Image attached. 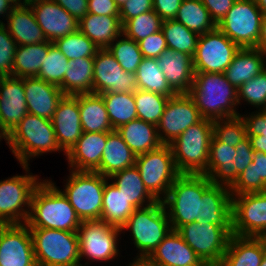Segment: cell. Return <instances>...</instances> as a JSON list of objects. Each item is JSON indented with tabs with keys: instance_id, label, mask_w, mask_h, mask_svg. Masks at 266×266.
<instances>
[{
	"instance_id": "cell-46",
	"label": "cell",
	"mask_w": 266,
	"mask_h": 266,
	"mask_svg": "<svg viewBox=\"0 0 266 266\" xmlns=\"http://www.w3.org/2000/svg\"><path fill=\"white\" fill-rule=\"evenodd\" d=\"M124 39L116 38L115 43H111L107 49L117 60L124 71L135 73L140 65L143 55L139 49L138 42L127 38L122 34Z\"/></svg>"
},
{
	"instance_id": "cell-1",
	"label": "cell",
	"mask_w": 266,
	"mask_h": 266,
	"mask_svg": "<svg viewBox=\"0 0 266 266\" xmlns=\"http://www.w3.org/2000/svg\"><path fill=\"white\" fill-rule=\"evenodd\" d=\"M172 230L199 222L232 226L230 189L212 184L204 174H180L162 200Z\"/></svg>"
},
{
	"instance_id": "cell-59",
	"label": "cell",
	"mask_w": 266,
	"mask_h": 266,
	"mask_svg": "<svg viewBox=\"0 0 266 266\" xmlns=\"http://www.w3.org/2000/svg\"><path fill=\"white\" fill-rule=\"evenodd\" d=\"M248 138L255 152H263L266 154V135L248 136Z\"/></svg>"
},
{
	"instance_id": "cell-41",
	"label": "cell",
	"mask_w": 266,
	"mask_h": 266,
	"mask_svg": "<svg viewBox=\"0 0 266 266\" xmlns=\"http://www.w3.org/2000/svg\"><path fill=\"white\" fill-rule=\"evenodd\" d=\"M137 78V89L156 92L165 96H174L177 93L170 87L157 59L143 57L135 72Z\"/></svg>"
},
{
	"instance_id": "cell-23",
	"label": "cell",
	"mask_w": 266,
	"mask_h": 266,
	"mask_svg": "<svg viewBox=\"0 0 266 266\" xmlns=\"http://www.w3.org/2000/svg\"><path fill=\"white\" fill-rule=\"evenodd\" d=\"M107 132H83L77 143L66 154L70 167L75 171L96 172L106 146Z\"/></svg>"
},
{
	"instance_id": "cell-11",
	"label": "cell",
	"mask_w": 266,
	"mask_h": 266,
	"mask_svg": "<svg viewBox=\"0 0 266 266\" xmlns=\"http://www.w3.org/2000/svg\"><path fill=\"white\" fill-rule=\"evenodd\" d=\"M263 16L255 0H235L216 27L240 48H256Z\"/></svg>"
},
{
	"instance_id": "cell-36",
	"label": "cell",
	"mask_w": 266,
	"mask_h": 266,
	"mask_svg": "<svg viewBox=\"0 0 266 266\" xmlns=\"http://www.w3.org/2000/svg\"><path fill=\"white\" fill-rule=\"evenodd\" d=\"M135 209L113 183L105 182L100 219L121 229Z\"/></svg>"
},
{
	"instance_id": "cell-43",
	"label": "cell",
	"mask_w": 266,
	"mask_h": 266,
	"mask_svg": "<svg viewBox=\"0 0 266 266\" xmlns=\"http://www.w3.org/2000/svg\"><path fill=\"white\" fill-rule=\"evenodd\" d=\"M170 97L156 92L137 89L134 92V99L138 119L157 126Z\"/></svg>"
},
{
	"instance_id": "cell-13",
	"label": "cell",
	"mask_w": 266,
	"mask_h": 266,
	"mask_svg": "<svg viewBox=\"0 0 266 266\" xmlns=\"http://www.w3.org/2000/svg\"><path fill=\"white\" fill-rule=\"evenodd\" d=\"M121 231L102 219L82 221L77 231L80 260L83 256L92 261H109L117 257V240Z\"/></svg>"
},
{
	"instance_id": "cell-27",
	"label": "cell",
	"mask_w": 266,
	"mask_h": 266,
	"mask_svg": "<svg viewBox=\"0 0 266 266\" xmlns=\"http://www.w3.org/2000/svg\"><path fill=\"white\" fill-rule=\"evenodd\" d=\"M266 252L264 237H230L219 266H260Z\"/></svg>"
},
{
	"instance_id": "cell-53",
	"label": "cell",
	"mask_w": 266,
	"mask_h": 266,
	"mask_svg": "<svg viewBox=\"0 0 266 266\" xmlns=\"http://www.w3.org/2000/svg\"><path fill=\"white\" fill-rule=\"evenodd\" d=\"M236 155L233 159L236 172L240 175L252 162L255 151L251 147L248 136L242 140L236 147Z\"/></svg>"
},
{
	"instance_id": "cell-57",
	"label": "cell",
	"mask_w": 266,
	"mask_h": 266,
	"mask_svg": "<svg viewBox=\"0 0 266 266\" xmlns=\"http://www.w3.org/2000/svg\"><path fill=\"white\" fill-rule=\"evenodd\" d=\"M119 10L114 0H88V13L100 16H119Z\"/></svg>"
},
{
	"instance_id": "cell-47",
	"label": "cell",
	"mask_w": 266,
	"mask_h": 266,
	"mask_svg": "<svg viewBox=\"0 0 266 266\" xmlns=\"http://www.w3.org/2000/svg\"><path fill=\"white\" fill-rule=\"evenodd\" d=\"M68 61L67 57L53 43L49 47L37 77L60 87L67 71Z\"/></svg>"
},
{
	"instance_id": "cell-5",
	"label": "cell",
	"mask_w": 266,
	"mask_h": 266,
	"mask_svg": "<svg viewBox=\"0 0 266 266\" xmlns=\"http://www.w3.org/2000/svg\"><path fill=\"white\" fill-rule=\"evenodd\" d=\"M213 120L203 118L188 127L169 146L181 174H204L207 170Z\"/></svg>"
},
{
	"instance_id": "cell-68",
	"label": "cell",
	"mask_w": 266,
	"mask_h": 266,
	"mask_svg": "<svg viewBox=\"0 0 266 266\" xmlns=\"http://www.w3.org/2000/svg\"><path fill=\"white\" fill-rule=\"evenodd\" d=\"M2 138L6 139V136L0 131V140H1Z\"/></svg>"
},
{
	"instance_id": "cell-37",
	"label": "cell",
	"mask_w": 266,
	"mask_h": 266,
	"mask_svg": "<svg viewBox=\"0 0 266 266\" xmlns=\"http://www.w3.org/2000/svg\"><path fill=\"white\" fill-rule=\"evenodd\" d=\"M53 42L45 41L39 44L17 46L14 55L12 76L37 77L40 67L47 56Z\"/></svg>"
},
{
	"instance_id": "cell-38",
	"label": "cell",
	"mask_w": 266,
	"mask_h": 266,
	"mask_svg": "<svg viewBox=\"0 0 266 266\" xmlns=\"http://www.w3.org/2000/svg\"><path fill=\"white\" fill-rule=\"evenodd\" d=\"M266 191V154L255 152L253 162L239 175L230 188L231 195Z\"/></svg>"
},
{
	"instance_id": "cell-3",
	"label": "cell",
	"mask_w": 266,
	"mask_h": 266,
	"mask_svg": "<svg viewBox=\"0 0 266 266\" xmlns=\"http://www.w3.org/2000/svg\"><path fill=\"white\" fill-rule=\"evenodd\" d=\"M188 94L203 118L216 120L240 116L235 108L239 104L238 90L224 73L195 72Z\"/></svg>"
},
{
	"instance_id": "cell-10",
	"label": "cell",
	"mask_w": 266,
	"mask_h": 266,
	"mask_svg": "<svg viewBox=\"0 0 266 266\" xmlns=\"http://www.w3.org/2000/svg\"><path fill=\"white\" fill-rule=\"evenodd\" d=\"M135 166L147 190L159 201L166 197L171 185L181 174L176 167L171 147L165 144L136 156ZM161 194L163 198L160 197Z\"/></svg>"
},
{
	"instance_id": "cell-17",
	"label": "cell",
	"mask_w": 266,
	"mask_h": 266,
	"mask_svg": "<svg viewBox=\"0 0 266 266\" xmlns=\"http://www.w3.org/2000/svg\"><path fill=\"white\" fill-rule=\"evenodd\" d=\"M137 90L135 73L123 70L107 48L94 57L93 93H128Z\"/></svg>"
},
{
	"instance_id": "cell-21",
	"label": "cell",
	"mask_w": 266,
	"mask_h": 266,
	"mask_svg": "<svg viewBox=\"0 0 266 266\" xmlns=\"http://www.w3.org/2000/svg\"><path fill=\"white\" fill-rule=\"evenodd\" d=\"M51 121L58 146L67 154L83 133L78 95H64L58 103Z\"/></svg>"
},
{
	"instance_id": "cell-25",
	"label": "cell",
	"mask_w": 266,
	"mask_h": 266,
	"mask_svg": "<svg viewBox=\"0 0 266 266\" xmlns=\"http://www.w3.org/2000/svg\"><path fill=\"white\" fill-rule=\"evenodd\" d=\"M235 155V147L224 144L212 136L207 170L204 173L212 184L229 189L235 184L239 177L233 161Z\"/></svg>"
},
{
	"instance_id": "cell-24",
	"label": "cell",
	"mask_w": 266,
	"mask_h": 266,
	"mask_svg": "<svg viewBox=\"0 0 266 266\" xmlns=\"http://www.w3.org/2000/svg\"><path fill=\"white\" fill-rule=\"evenodd\" d=\"M157 63L177 94L189 93L195 76L193 58L190 55L167 48L157 58Z\"/></svg>"
},
{
	"instance_id": "cell-19",
	"label": "cell",
	"mask_w": 266,
	"mask_h": 266,
	"mask_svg": "<svg viewBox=\"0 0 266 266\" xmlns=\"http://www.w3.org/2000/svg\"><path fill=\"white\" fill-rule=\"evenodd\" d=\"M27 113L24 78L0 77V131L7 137Z\"/></svg>"
},
{
	"instance_id": "cell-44",
	"label": "cell",
	"mask_w": 266,
	"mask_h": 266,
	"mask_svg": "<svg viewBox=\"0 0 266 266\" xmlns=\"http://www.w3.org/2000/svg\"><path fill=\"white\" fill-rule=\"evenodd\" d=\"M54 45L67 57L68 60L95 57L99 50V48L79 30L57 39L54 42Z\"/></svg>"
},
{
	"instance_id": "cell-22",
	"label": "cell",
	"mask_w": 266,
	"mask_h": 266,
	"mask_svg": "<svg viewBox=\"0 0 266 266\" xmlns=\"http://www.w3.org/2000/svg\"><path fill=\"white\" fill-rule=\"evenodd\" d=\"M24 92L28 113L48 120L64 96L60 87L38 77H24Z\"/></svg>"
},
{
	"instance_id": "cell-6",
	"label": "cell",
	"mask_w": 266,
	"mask_h": 266,
	"mask_svg": "<svg viewBox=\"0 0 266 266\" xmlns=\"http://www.w3.org/2000/svg\"><path fill=\"white\" fill-rule=\"evenodd\" d=\"M29 229L37 266H75L80 264L77 231Z\"/></svg>"
},
{
	"instance_id": "cell-60",
	"label": "cell",
	"mask_w": 266,
	"mask_h": 266,
	"mask_svg": "<svg viewBox=\"0 0 266 266\" xmlns=\"http://www.w3.org/2000/svg\"><path fill=\"white\" fill-rule=\"evenodd\" d=\"M256 48L266 55V16H263L261 22L260 36Z\"/></svg>"
},
{
	"instance_id": "cell-67",
	"label": "cell",
	"mask_w": 266,
	"mask_h": 266,
	"mask_svg": "<svg viewBox=\"0 0 266 266\" xmlns=\"http://www.w3.org/2000/svg\"><path fill=\"white\" fill-rule=\"evenodd\" d=\"M38 1H44V0H29V4H32V3H35V2H38Z\"/></svg>"
},
{
	"instance_id": "cell-14",
	"label": "cell",
	"mask_w": 266,
	"mask_h": 266,
	"mask_svg": "<svg viewBox=\"0 0 266 266\" xmlns=\"http://www.w3.org/2000/svg\"><path fill=\"white\" fill-rule=\"evenodd\" d=\"M239 49L217 27L200 35L193 57L194 72L224 73Z\"/></svg>"
},
{
	"instance_id": "cell-66",
	"label": "cell",
	"mask_w": 266,
	"mask_h": 266,
	"mask_svg": "<svg viewBox=\"0 0 266 266\" xmlns=\"http://www.w3.org/2000/svg\"><path fill=\"white\" fill-rule=\"evenodd\" d=\"M260 266H266V252H265V255L263 257V260H262Z\"/></svg>"
},
{
	"instance_id": "cell-33",
	"label": "cell",
	"mask_w": 266,
	"mask_h": 266,
	"mask_svg": "<svg viewBox=\"0 0 266 266\" xmlns=\"http://www.w3.org/2000/svg\"><path fill=\"white\" fill-rule=\"evenodd\" d=\"M78 106L83 132L113 131L103 98L100 94H79Z\"/></svg>"
},
{
	"instance_id": "cell-50",
	"label": "cell",
	"mask_w": 266,
	"mask_h": 266,
	"mask_svg": "<svg viewBox=\"0 0 266 266\" xmlns=\"http://www.w3.org/2000/svg\"><path fill=\"white\" fill-rule=\"evenodd\" d=\"M6 24H0V77L12 75L14 55L17 48L16 41L11 37Z\"/></svg>"
},
{
	"instance_id": "cell-7",
	"label": "cell",
	"mask_w": 266,
	"mask_h": 266,
	"mask_svg": "<svg viewBox=\"0 0 266 266\" xmlns=\"http://www.w3.org/2000/svg\"><path fill=\"white\" fill-rule=\"evenodd\" d=\"M130 229L139 255L150 256L172 230L162 201L136 208L121 230Z\"/></svg>"
},
{
	"instance_id": "cell-61",
	"label": "cell",
	"mask_w": 266,
	"mask_h": 266,
	"mask_svg": "<svg viewBox=\"0 0 266 266\" xmlns=\"http://www.w3.org/2000/svg\"><path fill=\"white\" fill-rule=\"evenodd\" d=\"M129 266H161L148 255H139Z\"/></svg>"
},
{
	"instance_id": "cell-45",
	"label": "cell",
	"mask_w": 266,
	"mask_h": 266,
	"mask_svg": "<svg viewBox=\"0 0 266 266\" xmlns=\"http://www.w3.org/2000/svg\"><path fill=\"white\" fill-rule=\"evenodd\" d=\"M163 20L154 10L129 19L122 28V34L136 42L161 30Z\"/></svg>"
},
{
	"instance_id": "cell-20",
	"label": "cell",
	"mask_w": 266,
	"mask_h": 266,
	"mask_svg": "<svg viewBox=\"0 0 266 266\" xmlns=\"http://www.w3.org/2000/svg\"><path fill=\"white\" fill-rule=\"evenodd\" d=\"M28 5L47 41L54 43L57 39L78 30L79 22L54 0L38 1Z\"/></svg>"
},
{
	"instance_id": "cell-48",
	"label": "cell",
	"mask_w": 266,
	"mask_h": 266,
	"mask_svg": "<svg viewBox=\"0 0 266 266\" xmlns=\"http://www.w3.org/2000/svg\"><path fill=\"white\" fill-rule=\"evenodd\" d=\"M213 136L220 142L236 147L247 137L246 124L242 116L213 120Z\"/></svg>"
},
{
	"instance_id": "cell-42",
	"label": "cell",
	"mask_w": 266,
	"mask_h": 266,
	"mask_svg": "<svg viewBox=\"0 0 266 266\" xmlns=\"http://www.w3.org/2000/svg\"><path fill=\"white\" fill-rule=\"evenodd\" d=\"M161 30L169 49L194 57L200 35L186 28L175 19L164 20Z\"/></svg>"
},
{
	"instance_id": "cell-51",
	"label": "cell",
	"mask_w": 266,
	"mask_h": 266,
	"mask_svg": "<svg viewBox=\"0 0 266 266\" xmlns=\"http://www.w3.org/2000/svg\"><path fill=\"white\" fill-rule=\"evenodd\" d=\"M143 57L157 59L168 47L162 30L138 42Z\"/></svg>"
},
{
	"instance_id": "cell-49",
	"label": "cell",
	"mask_w": 266,
	"mask_h": 266,
	"mask_svg": "<svg viewBox=\"0 0 266 266\" xmlns=\"http://www.w3.org/2000/svg\"><path fill=\"white\" fill-rule=\"evenodd\" d=\"M238 90V101L243 99L259 108L266 107V68L257 76L241 85ZM241 98V99H240Z\"/></svg>"
},
{
	"instance_id": "cell-40",
	"label": "cell",
	"mask_w": 266,
	"mask_h": 266,
	"mask_svg": "<svg viewBox=\"0 0 266 266\" xmlns=\"http://www.w3.org/2000/svg\"><path fill=\"white\" fill-rule=\"evenodd\" d=\"M175 20L198 35L216 28V23L201 0H183Z\"/></svg>"
},
{
	"instance_id": "cell-26",
	"label": "cell",
	"mask_w": 266,
	"mask_h": 266,
	"mask_svg": "<svg viewBox=\"0 0 266 266\" xmlns=\"http://www.w3.org/2000/svg\"><path fill=\"white\" fill-rule=\"evenodd\" d=\"M150 257L161 266H206L176 230L167 234Z\"/></svg>"
},
{
	"instance_id": "cell-62",
	"label": "cell",
	"mask_w": 266,
	"mask_h": 266,
	"mask_svg": "<svg viewBox=\"0 0 266 266\" xmlns=\"http://www.w3.org/2000/svg\"><path fill=\"white\" fill-rule=\"evenodd\" d=\"M18 4L14 0H0V15L6 13L7 16L11 13V11L17 6ZM8 11V12H7Z\"/></svg>"
},
{
	"instance_id": "cell-31",
	"label": "cell",
	"mask_w": 266,
	"mask_h": 266,
	"mask_svg": "<svg viewBox=\"0 0 266 266\" xmlns=\"http://www.w3.org/2000/svg\"><path fill=\"white\" fill-rule=\"evenodd\" d=\"M136 156L122 139L121 135L113 130L107 132V141L104 148L100 168L96 171L109 178L113 174L135 165Z\"/></svg>"
},
{
	"instance_id": "cell-30",
	"label": "cell",
	"mask_w": 266,
	"mask_h": 266,
	"mask_svg": "<svg viewBox=\"0 0 266 266\" xmlns=\"http://www.w3.org/2000/svg\"><path fill=\"white\" fill-rule=\"evenodd\" d=\"M264 56L257 48H240L224 72L226 79L239 88L266 68Z\"/></svg>"
},
{
	"instance_id": "cell-28",
	"label": "cell",
	"mask_w": 266,
	"mask_h": 266,
	"mask_svg": "<svg viewBox=\"0 0 266 266\" xmlns=\"http://www.w3.org/2000/svg\"><path fill=\"white\" fill-rule=\"evenodd\" d=\"M7 29L17 46L47 41L29 5L18 4L7 16Z\"/></svg>"
},
{
	"instance_id": "cell-29",
	"label": "cell",
	"mask_w": 266,
	"mask_h": 266,
	"mask_svg": "<svg viewBox=\"0 0 266 266\" xmlns=\"http://www.w3.org/2000/svg\"><path fill=\"white\" fill-rule=\"evenodd\" d=\"M78 30L85 34L99 49L107 48L116 38L122 37L119 16H104L87 13L79 21Z\"/></svg>"
},
{
	"instance_id": "cell-54",
	"label": "cell",
	"mask_w": 266,
	"mask_h": 266,
	"mask_svg": "<svg viewBox=\"0 0 266 266\" xmlns=\"http://www.w3.org/2000/svg\"><path fill=\"white\" fill-rule=\"evenodd\" d=\"M247 136H259L266 135V107L258 110L257 113L252 114L248 117H243Z\"/></svg>"
},
{
	"instance_id": "cell-8",
	"label": "cell",
	"mask_w": 266,
	"mask_h": 266,
	"mask_svg": "<svg viewBox=\"0 0 266 266\" xmlns=\"http://www.w3.org/2000/svg\"><path fill=\"white\" fill-rule=\"evenodd\" d=\"M64 191L81 221L100 219L105 182L100 173L72 170Z\"/></svg>"
},
{
	"instance_id": "cell-2",
	"label": "cell",
	"mask_w": 266,
	"mask_h": 266,
	"mask_svg": "<svg viewBox=\"0 0 266 266\" xmlns=\"http://www.w3.org/2000/svg\"><path fill=\"white\" fill-rule=\"evenodd\" d=\"M81 220L69 200L51 181L43 180L31 196L29 228L78 231Z\"/></svg>"
},
{
	"instance_id": "cell-65",
	"label": "cell",
	"mask_w": 266,
	"mask_h": 266,
	"mask_svg": "<svg viewBox=\"0 0 266 266\" xmlns=\"http://www.w3.org/2000/svg\"><path fill=\"white\" fill-rule=\"evenodd\" d=\"M17 4H29V0H23V2H21V0H14Z\"/></svg>"
},
{
	"instance_id": "cell-52",
	"label": "cell",
	"mask_w": 266,
	"mask_h": 266,
	"mask_svg": "<svg viewBox=\"0 0 266 266\" xmlns=\"http://www.w3.org/2000/svg\"><path fill=\"white\" fill-rule=\"evenodd\" d=\"M153 0H127L119 10V17L122 26L138 15L152 11Z\"/></svg>"
},
{
	"instance_id": "cell-32",
	"label": "cell",
	"mask_w": 266,
	"mask_h": 266,
	"mask_svg": "<svg viewBox=\"0 0 266 266\" xmlns=\"http://www.w3.org/2000/svg\"><path fill=\"white\" fill-rule=\"evenodd\" d=\"M116 131L135 156L157 149L162 145L157 126L144 120L130 121L120 126Z\"/></svg>"
},
{
	"instance_id": "cell-4",
	"label": "cell",
	"mask_w": 266,
	"mask_h": 266,
	"mask_svg": "<svg viewBox=\"0 0 266 266\" xmlns=\"http://www.w3.org/2000/svg\"><path fill=\"white\" fill-rule=\"evenodd\" d=\"M14 156L29 171L28 160L45 152L61 151L52 121L27 113L5 139Z\"/></svg>"
},
{
	"instance_id": "cell-56",
	"label": "cell",
	"mask_w": 266,
	"mask_h": 266,
	"mask_svg": "<svg viewBox=\"0 0 266 266\" xmlns=\"http://www.w3.org/2000/svg\"><path fill=\"white\" fill-rule=\"evenodd\" d=\"M183 0H153V10L164 20L175 19Z\"/></svg>"
},
{
	"instance_id": "cell-55",
	"label": "cell",
	"mask_w": 266,
	"mask_h": 266,
	"mask_svg": "<svg viewBox=\"0 0 266 266\" xmlns=\"http://www.w3.org/2000/svg\"><path fill=\"white\" fill-rule=\"evenodd\" d=\"M216 25L223 19L235 0H201Z\"/></svg>"
},
{
	"instance_id": "cell-16",
	"label": "cell",
	"mask_w": 266,
	"mask_h": 266,
	"mask_svg": "<svg viewBox=\"0 0 266 266\" xmlns=\"http://www.w3.org/2000/svg\"><path fill=\"white\" fill-rule=\"evenodd\" d=\"M202 119L194 100L188 93L171 96L157 124L160 141L165 145L171 144L188 127Z\"/></svg>"
},
{
	"instance_id": "cell-15",
	"label": "cell",
	"mask_w": 266,
	"mask_h": 266,
	"mask_svg": "<svg viewBox=\"0 0 266 266\" xmlns=\"http://www.w3.org/2000/svg\"><path fill=\"white\" fill-rule=\"evenodd\" d=\"M232 234L243 237L266 235V191L232 195Z\"/></svg>"
},
{
	"instance_id": "cell-58",
	"label": "cell",
	"mask_w": 266,
	"mask_h": 266,
	"mask_svg": "<svg viewBox=\"0 0 266 266\" xmlns=\"http://www.w3.org/2000/svg\"><path fill=\"white\" fill-rule=\"evenodd\" d=\"M78 22L88 13V0H54Z\"/></svg>"
},
{
	"instance_id": "cell-12",
	"label": "cell",
	"mask_w": 266,
	"mask_h": 266,
	"mask_svg": "<svg viewBox=\"0 0 266 266\" xmlns=\"http://www.w3.org/2000/svg\"><path fill=\"white\" fill-rule=\"evenodd\" d=\"M37 175H16L0 181V224L26 223L30 213L31 196L40 183ZM24 205V206H22ZM23 207H28L26 210ZM29 209V210H28ZM23 221H22V220Z\"/></svg>"
},
{
	"instance_id": "cell-9",
	"label": "cell",
	"mask_w": 266,
	"mask_h": 266,
	"mask_svg": "<svg viewBox=\"0 0 266 266\" xmlns=\"http://www.w3.org/2000/svg\"><path fill=\"white\" fill-rule=\"evenodd\" d=\"M177 232L206 266H219L232 236V226L205 222L182 225Z\"/></svg>"
},
{
	"instance_id": "cell-34",
	"label": "cell",
	"mask_w": 266,
	"mask_h": 266,
	"mask_svg": "<svg viewBox=\"0 0 266 266\" xmlns=\"http://www.w3.org/2000/svg\"><path fill=\"white\" fill-rule=\"evenodd\" d=\"M94 57L69 60L60 86L64 95L93 93Z\"/></svg>"
},
{
	"instance_id": "cell-63",
	"label": "cell",
	"mask_w": 266,
	"mask_h": 266,
	"mask_svg": "<svg viewBox=\"0 0 266 266\" xmlns=\"http://www.w3.org/2000/svg\"><path fill=\"white\" fill-rule=\"evenodd\" d=\"M255 2L263 15L266 16V0H255Z\"/></svg>"
},
{
	"instance_id": "cell-18",
	"label": "cell",
	"mask_w": 266,
	"mask_h": 266,
	"mask_svg": "<svg viewBox=\"0 0 266 266\" xmlns=\"http://www.w3.org/2000/svg\"><path fill=\"white\" fill-rule=\"evenodd\" d=\"M0 266H37L26 223L0 224Z\"/></svg>"
},
{
	"instance_id": "cell-39",
	"label": "cell",
	"mask_w": 266,
	"mask_h": 266,
	"mask_svg": "<svg viewBox=\"0 0 266 266\" xmlns=\"http://www.w3.org/2000/svg\"><path fill=\"white\" fill-rule=\"evenodd\" d=\"M100 95L103 98L113 130L138 119L134 92L103 93Z\"/></svg>"
},
{
	"instance_id": "cell-35",
	"label": "cell",
	"mask_w": 266,
	"mask_h": 266,
	"mask_svg": "<svg viewBox=\"0 0 266 266\" xmlns=\"http://www.w3.org/2000/svg\"><path fill=\"white\" fill-rule=\"evenodd\" d=\"M109 178L115 180L113 184L135 208L145 207L146 200L147 206L158 201L145 187L139 170L135 165L125 168Z\"/></svg>"
},
{
	"instance_id": "cell-64",
	"label": "cell",
	"mask_w": 266,
	"mask_h": 266,
	"mask_svg": "<svg viewBox=\"0 0 266 266\" xmlns=\"http://www.w3.org/2000/svg\"><path fill=\"white\" fill-rule=\"evenodd\" d=\"M116 5L121 8L127 0H114Z\"/></svg>"
}]
</instances>
